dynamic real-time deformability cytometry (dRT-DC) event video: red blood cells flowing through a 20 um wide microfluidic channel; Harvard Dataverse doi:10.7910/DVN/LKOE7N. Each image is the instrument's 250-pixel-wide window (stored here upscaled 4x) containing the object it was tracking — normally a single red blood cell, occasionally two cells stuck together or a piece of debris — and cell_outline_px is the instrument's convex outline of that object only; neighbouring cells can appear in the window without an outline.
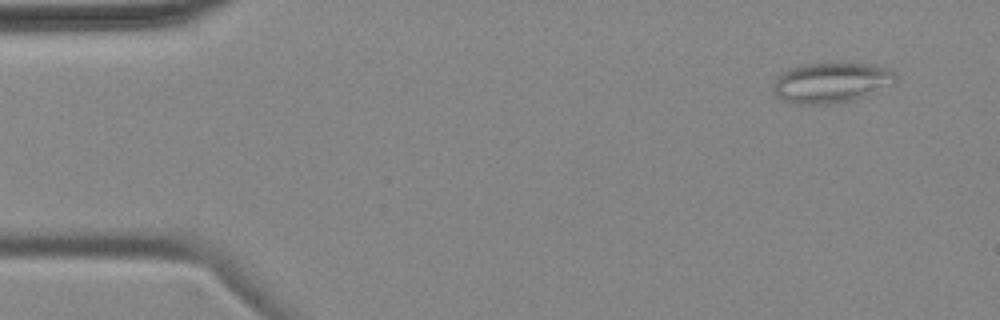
{"species": "common noctule bat (a hibernating species)", "species_latin": "Nyctalus noctula", "temperature_condition": "cold", "stored_images_in_passage": 4, "camera_frame_rate_fps": 3000, "um_per_image_px": 0.085, "animal": {"sex": "female", "body_mass_g": 18.4}, "frame": {"image": 1, "passage_image": 1, "time_ms": 0.0, "image_size_px": [1000, 320], "cell_outline_px": [[896, 84], [848, 100], [828, 104], [800, 104], [784, 100], [776, 96], [772, 92], [772, 88], [776, 76], [780, 72], [788, 68], [804, 64], [872, 64], [888, 68], [896, 72]], "centroid_in_image_um": [70.61, 7.01], "position_along_channel_um": 14.4, "area_um2": 28.55}}